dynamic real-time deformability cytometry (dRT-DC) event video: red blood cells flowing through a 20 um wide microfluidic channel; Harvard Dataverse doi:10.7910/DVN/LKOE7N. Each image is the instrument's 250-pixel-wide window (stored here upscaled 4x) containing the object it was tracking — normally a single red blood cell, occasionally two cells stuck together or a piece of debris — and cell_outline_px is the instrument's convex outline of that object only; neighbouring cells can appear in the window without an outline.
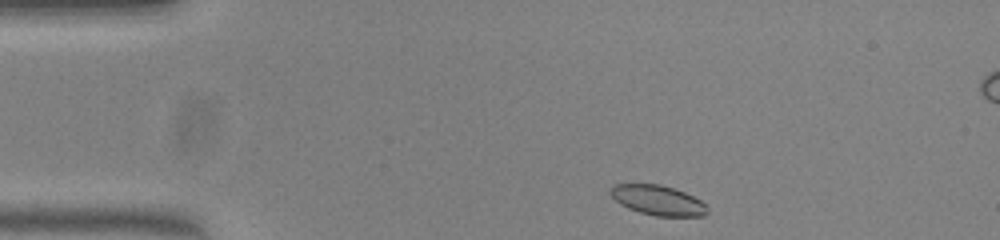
{"species": "common noctule bat (a hibernating species)", "species_latin": "Nyctalus noctula", "temperature_condition": "warm", "stored_images_in_passage": 44, "camera_frame_rate_fps": 3000, "um_per_image_px": 0.085, "animal": {"sex": "female", "body_mass_g": 23.0, "forearm_length_mm": 53.4}, "frame": {"image": 1, "passage_image": 1, "time_ms": 0.0, "image_size_px": [1000, 240], "cell_outline_px": [[708, 212], [704, 216], [656, 216], [640, 212], [628, 208], [620, 204], [608, 192], [616, 184], [660, 184], [684, 192], [700, 200], [704, 204]], "centroid_in_image_um": [55.91, 17.02], "position_along_channel_um": 29.1, "area_um2": 16.65}}
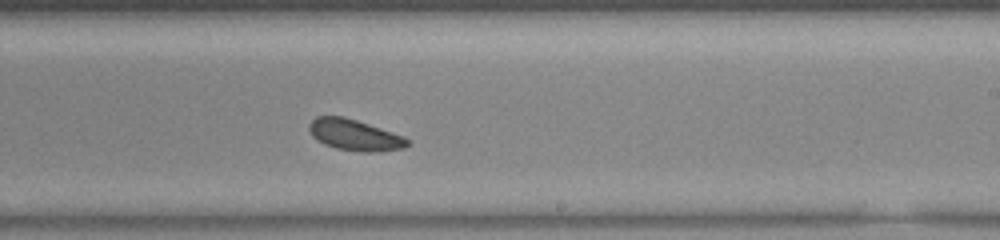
{"frame": {"image": 2, "passage_image": 23, "time_ms": 7.333, "image_size_px": [1000, 240], "cell_outline_px": [[412, 144], [404, 148], [372, 152], [364, 152], [336, 148], [324, 144], [316, 140], [312, 136], [308, 128], [308, 124], [316, 116], [344, 116], [404, 136]], "centroid_in_image_um": [30.13, 11.47], "position_along_channel_um": 258.9, "area_um2": 17.8}}
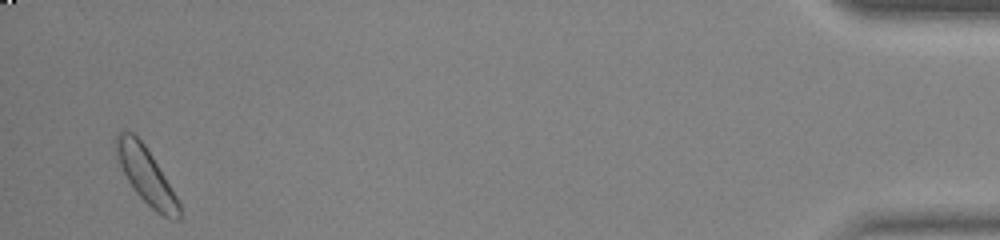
{"frame": {"image": 3, "passage_image": 42, "time_ms": 13.667, "image_size_px": [1000, 240], "cell_outline_px": [[180, 220], [172, 220], [156, 212], [136, 192], [128, 180], [116, 156], [116, 132], [132, 132], [144, 144], [152, 156], [176, 196], [180, 204]], "centroid_in_image_um": [12.43, 14.93], "position_along_channel_um": 422.8, "area_um2": 20.0}, "authors_computed_cell_mechanics": {"area_um2": 17.8602, "velocity_mm_per_s": 3.9349, "shape_relaxation_time_tau1_ms": 2.9005, "shape_relaxation_time_tau2_ms": 5.6039, "deformation_change_tau1": 0.0574, "deformation_change_tau2": 0.1017}}